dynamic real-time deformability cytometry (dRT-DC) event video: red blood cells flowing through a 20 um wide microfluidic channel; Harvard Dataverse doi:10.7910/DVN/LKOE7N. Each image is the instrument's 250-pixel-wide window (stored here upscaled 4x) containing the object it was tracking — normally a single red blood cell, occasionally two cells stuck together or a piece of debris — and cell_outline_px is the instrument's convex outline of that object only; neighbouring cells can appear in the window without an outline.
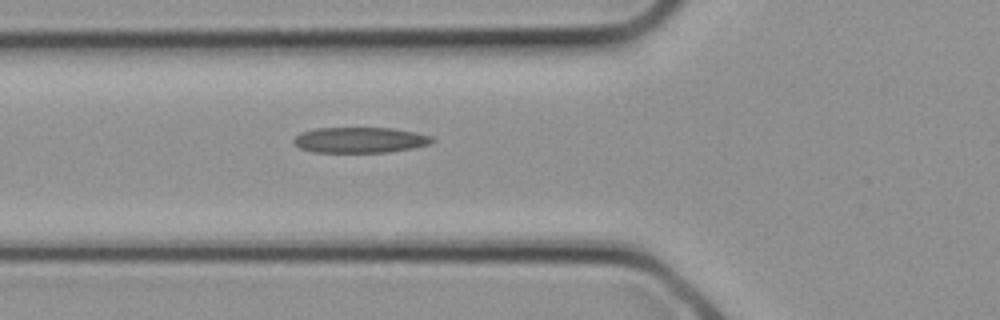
{"species": "common noctule bat (a hibernating species)", "species_latin": "Nyctalus noctula", "temperature_condition": "cold", "stored_images_in_passage": 7, "camera_frame_rate_fps": 3000, "um_per_image_px": 0.085, "animal": {"sex": "female", "body_mass_g": 21.9}, "frame": {"image": 1, "passage_image": 4, "time_ms": 1.0, "image_size_px": [1000, 320], "cell_outline_px": [[436, 140], [428, 144], [412, 148], [388, 152], [312, 152], [300, 148], [292, 140], [300, 132], [316, 128], [392, 128], [432, 136]], "centroid_in_image_um": [30.57, 11.9], "position_along_channel_um": 95.2, "area_um2": 20.58}}